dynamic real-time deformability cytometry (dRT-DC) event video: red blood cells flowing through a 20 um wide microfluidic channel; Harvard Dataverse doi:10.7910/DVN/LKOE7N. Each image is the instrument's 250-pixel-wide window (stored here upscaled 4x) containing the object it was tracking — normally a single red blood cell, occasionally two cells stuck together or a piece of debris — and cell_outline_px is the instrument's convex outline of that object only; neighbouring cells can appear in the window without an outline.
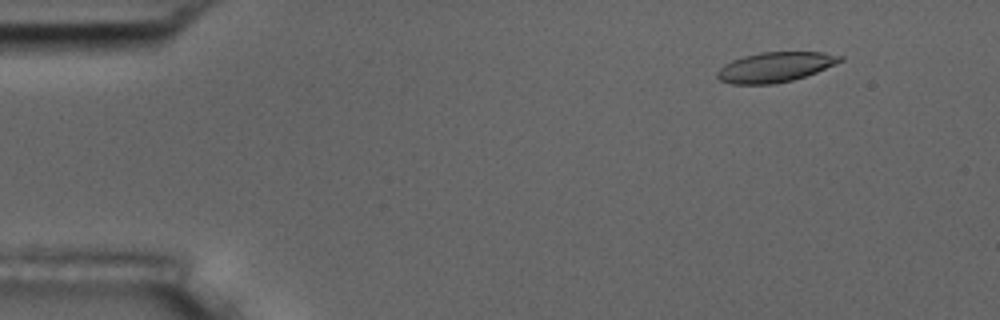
{"species": "common noctule bat (a hibernating species)", "species_latin": "Nyctalus noctula", "temperature_condition": "room temperature", "stored_images_in_passage": 4, "camera_frame_rate_fps": 3000, "um_per_image_px": 0.085, "animal": {"sex": "male", "body_mass_g": 17.5, "forearm_length_mm": 52.3}, "frame": {"image": 1, "passage_image": 2, "time_ms": 1.0, "image_size_px": [1000, 320], "cell_outline_px": [[844, 60], [836, 64], [816, 72], [792, 80], [776, 84], [732, 84], [720, 80], [716, 76], [716, 72], [724, 64], [732, 60], [744, 56], [760, 52], [824, 52], [844, 56]], "centroid_in_image_um": [65.89, 5.7], "position_along_channel_um": 19.1, "area_um2": 21.5}}